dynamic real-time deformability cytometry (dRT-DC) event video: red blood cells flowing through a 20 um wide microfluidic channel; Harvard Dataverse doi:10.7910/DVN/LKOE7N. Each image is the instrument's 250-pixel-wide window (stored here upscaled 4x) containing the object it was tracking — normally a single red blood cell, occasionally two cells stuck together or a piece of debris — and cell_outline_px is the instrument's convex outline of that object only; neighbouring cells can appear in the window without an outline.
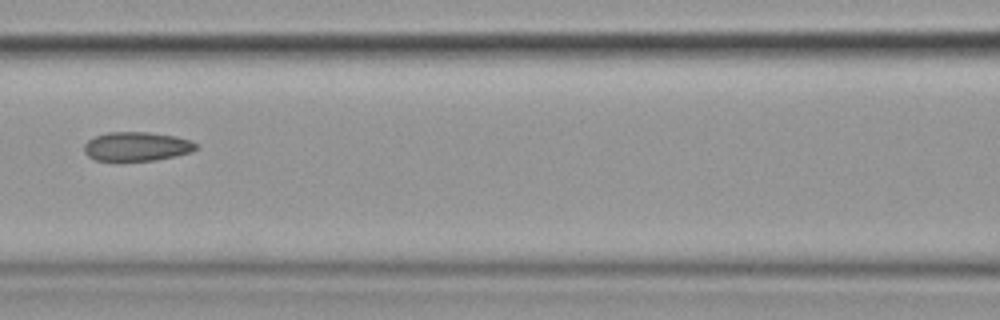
{"species": "common noctule bat (a hibernating species)", "species_latin": "Nyctalus noctula", "temperature_condition": "cold", "stored_images_in_passage": 11, "camera_frame_rate_fps": 3000, "um_per_image_px": 0.085, "animal": {"sex": "female", "body_mass_g": 19.9}, "frame": {"image": 1, "passage_image": 7, "time_ms": 7.333, "image_size_px": [1000, 320], "cell_outline_px": [[200, 144], [192, 152], [176, 156], [156, 160], [96, 160], [88, 156], [84, 152], [84, 144], [88, 140], [96, 136], [108, 132], [148, 132], [176, 136], [192, 140]], "centroid_in_image_um": [11.67, 12.44], "position_along_channel_um": 154.9, "area_um2": 19.02}}
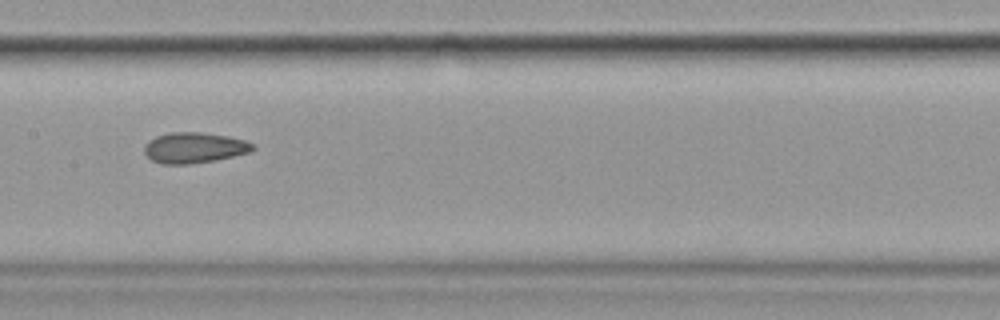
{"frame": {"image": 2, "passage_image": 8, "time_ms": 8.333, "image_size_px": [1000, 320], "cell_outline_px": [[256, 148], [248, 152], [216, 160], [188, 164], [164, 164], [152, 160], [144, 152], [144, 144], [148, 140], [156, 136], [168, 132], [200, 132], [228, 136], [244, 140], [256, 144]], "centroid_in_image_um": [16.5, 12.54], "position_along_channel_um": 190.9, "area_um2": 19.42}}
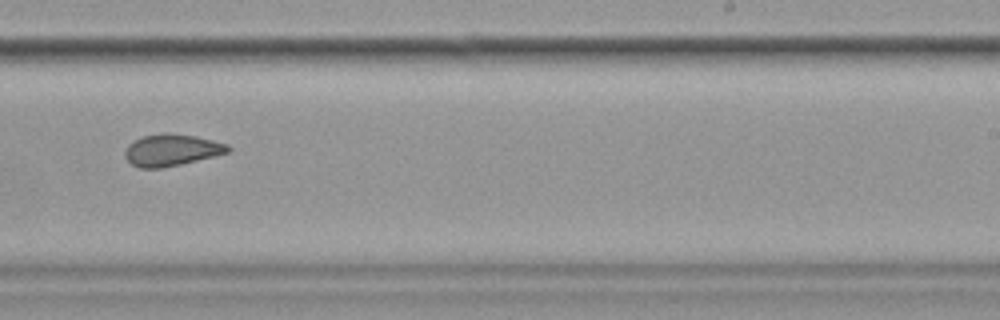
{"frame": {"image": 3, "passage_image": 10, "time_ms": 10.667, "image_size_px": [1000, 320], "cell_outline_px": [[232, 148], [228, 152], [180, 164], [160, 168], [140, 168], [132, 164], [124, 156], [124, 152], [128, 144], [144, 136], [164, 132], [168, 132], [196, 136], [228, 144]], "centroid_in_image_um": [14.57, 12.74], "position_along_channel_um": 274.4, "area_um2": 18.9}}